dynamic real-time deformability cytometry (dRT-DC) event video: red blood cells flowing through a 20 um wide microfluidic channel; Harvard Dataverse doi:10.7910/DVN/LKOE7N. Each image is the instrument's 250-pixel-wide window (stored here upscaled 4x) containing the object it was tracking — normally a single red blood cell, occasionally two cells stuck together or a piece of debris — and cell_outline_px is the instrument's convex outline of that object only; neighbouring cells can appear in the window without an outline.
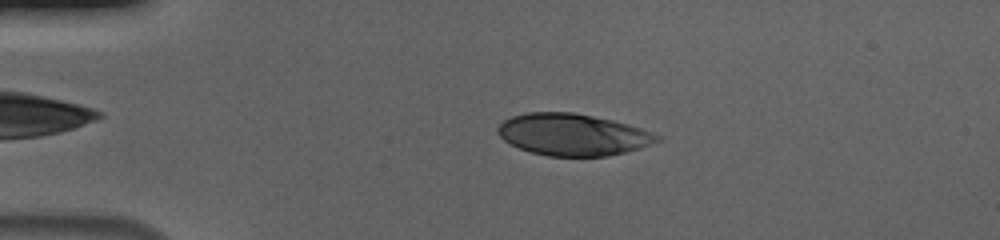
{"species": "human", "species_latin": "Homo sapiens", "temperature_condition": "cold", "stored_images_in_passage": 47, "camera_frame_rate_fps": 3000, "um_per_image_px": 0.085, "donor": {"sex": "male"}, "frame": {"image": 1, "passage_image": 11, "time_ms": 3.333, "image_size_px": [1000, 240], "cell_outline_px": [[660, 140], [640, 148], [608, 156], [548, 156], [532, 152], [520, 148], [504, 140], [496, 132], [496, 128], [504, 120], [512, 116], [528, 112], [572, 112], [612, 120], [628, 124], [640, 128], [660, 136]], "centroid_in_image_um": [48.66, 11.44], "position_along_channel_um": 36.3, "area_um2": 38.49}}
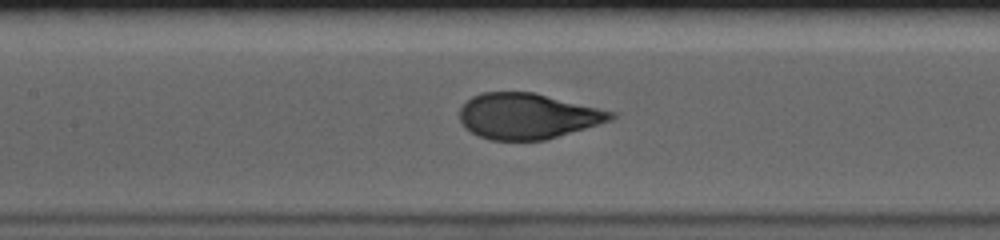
{"frame": {"image": 2, "passage_image": 25, "time_ms": 8.0, "image_size_px": [1000, 240], "cell_outline_px": [[616, 116], [612, 120], [544, 140], [492, 140], [480, 136], [472, 132], [460, 120], [460, 108], [472, 96], [480, 92], [532, 92], [616, 112]], "centroid_in_image_um": [44.85, 9.86], "position_along_channel_um": 162.6, "area_um2": 39.77}}
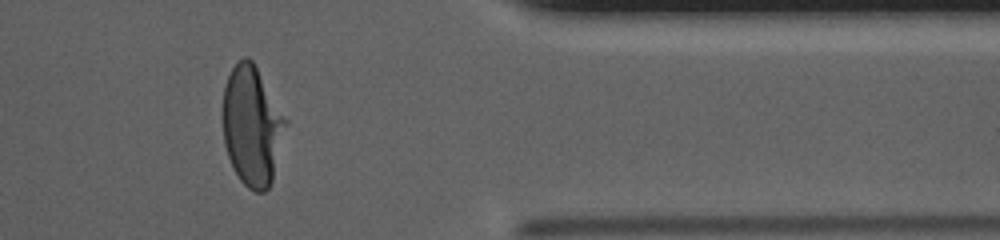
{"frame": {"image": 3, "passage_image": 45, "time_ms": 14.667, "image_size_px": [1000, 240], "cell_outline_px": [[288, 120], [272, 180], [268, 188], [264, 192], [256, 192], [248, 188], [240, 180], [228, 156], [224, 144], [224, 84], [232, 68], [244, 56], [248, 56], [252, 60]], "centroid_in_image_um": [21.43, 10.69], "position_along_channel_um": 390.0, "area_um2": 43.29}, "authors_computed_cell_mechanics": {"area_um2": 40.8068, "velocity_mm_per_s": 3.6702, "shape_relaxation_time_tau1_ms": 3.0594, "shape_relaxation_time_tau2_ms": null, "deformation_change_tau1": 0.2102, "deformation_change_tau2": null}}